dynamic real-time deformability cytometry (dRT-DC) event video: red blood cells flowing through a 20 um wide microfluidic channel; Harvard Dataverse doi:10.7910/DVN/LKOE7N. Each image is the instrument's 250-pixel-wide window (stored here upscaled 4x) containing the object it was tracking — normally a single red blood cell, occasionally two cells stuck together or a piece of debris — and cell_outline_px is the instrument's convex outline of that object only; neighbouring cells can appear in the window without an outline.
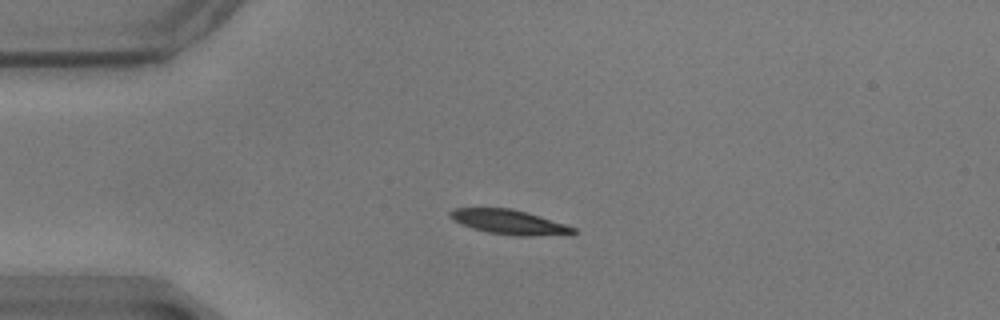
{"species": "common noctule bat (a hibernating species)", "species_latin": "Nyctalus noctula", "temperature_condition": "warm", "stored_images_in_passage": 45, "camera_frame_rate_fps": 3000, "um_per_image_px": 0.085, "animal": {"sex": "male", "body_mass_g": 17.9}, "frame": {"image": 1, "passage_image": 1, "time_ms": 0.0, "image_size_px": [1000, 320], "cell_outline_px": [[576, 232], [528, 236], [516, 236], [488, 232], [472, 228], [452, 220], [448, 216], [448, 212], [452, 208], [512, 208], [564, 224], [576, 228]], "centroid_in_image_um": [43.15, 18.86], "position_along_channel_um": 41.9, "area_um2": 17.22}}
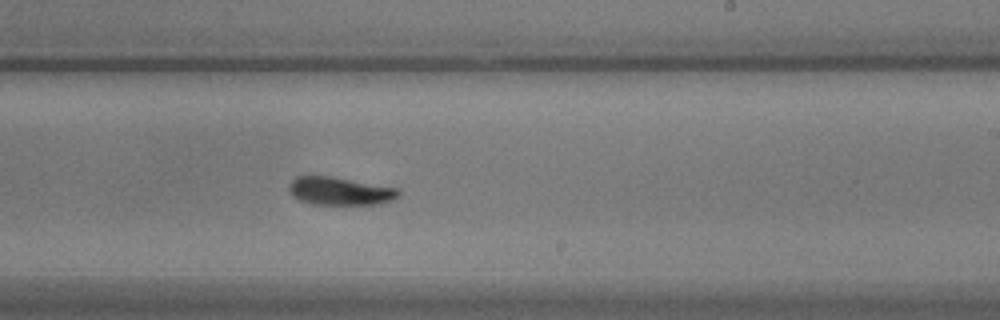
{"frame": {"image": 2, "passage_image": 22, "time_ms": 7.0, "image_size_px": [1000, 320], "cell_outline_px": [[400, 196], [392, 200], [380, 204], [312, 204], [300, 200], [292, 196], [288, 188], [288, 184], [296, 176], [332, 176], [400, 188]], "centroid_in_image_um": [28.91, 16.23], "position_along_channel_um": 260.1, "area_um2": 18.09}}
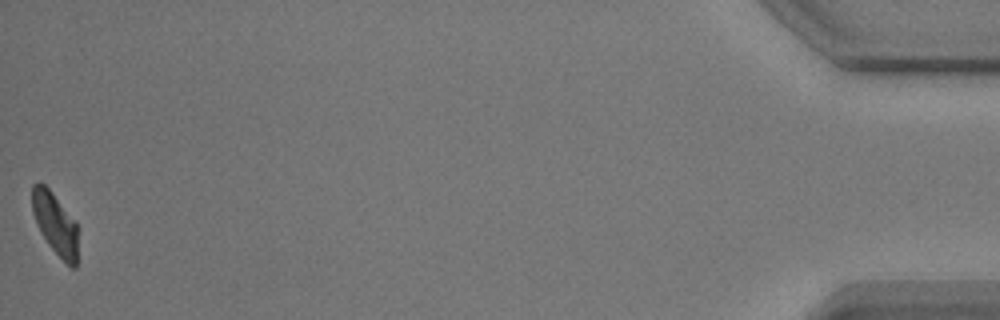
{"frame": {"image": 3, "passage_image": 45, "time_ms": 14.667, "image_size_px": [1000, 320], "cell_outline_px": [[76, 268], [72, 268], [48, 244], [40, 232], [32, 212], [32, 184], [44, 184], [52, 192], [76, 224]], "centroid_in_image_um": [4.65, 18.99], "position_along_channel_um": 430.6, "area_um2": 15.84}, "authors_computed_cell_mechanics": {"area_um2": 18.3226, "velocity_mm_per_s": 3.466, "shape_relaxation_time_tau1_ms": 3.5462, "shape_relaxation_time_tau2_ms": 2.2519, "deformation_change_tau1": 0.1239, "deformation_change_tau2": 0.0614}}